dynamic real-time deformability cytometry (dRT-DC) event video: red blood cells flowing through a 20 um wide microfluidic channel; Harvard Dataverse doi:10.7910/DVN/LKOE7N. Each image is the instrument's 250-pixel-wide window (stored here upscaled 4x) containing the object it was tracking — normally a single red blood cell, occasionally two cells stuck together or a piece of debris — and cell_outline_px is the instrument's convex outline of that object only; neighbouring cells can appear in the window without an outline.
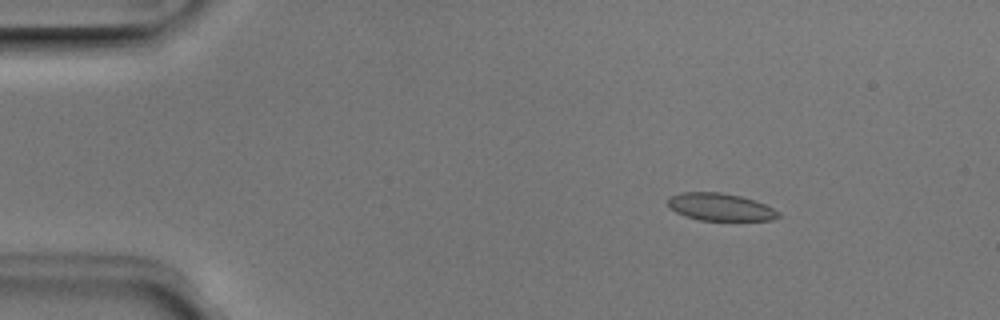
{"species": "Egyptian fruit bat (a non-hibernating species)", "species_latin": "Rousettus aegyptiacus", "temperature_condition": "room temperature", "stored_images_in_passage": 3, "camera_frame_rate_fps": 3000, "um_per_image_px": 0.085, "animal": {"sex": "male"}, "frame": {"image": 1, "passage_image": 2, "time_ms": 0.333, "image_size_px": [1000, 320], "cell_outline_px": [[780, 216], [772, 220], [700, 220], [684, 216], [676, 212], [668, 204], [668, 196], [680, 192], [720, 192], [740, 196], [764, 204], [780, 212]], "centroid_in_image_um": [61.19, 17.59], "position_along_channel_um": 23.8, "area_um2": 17.57}}